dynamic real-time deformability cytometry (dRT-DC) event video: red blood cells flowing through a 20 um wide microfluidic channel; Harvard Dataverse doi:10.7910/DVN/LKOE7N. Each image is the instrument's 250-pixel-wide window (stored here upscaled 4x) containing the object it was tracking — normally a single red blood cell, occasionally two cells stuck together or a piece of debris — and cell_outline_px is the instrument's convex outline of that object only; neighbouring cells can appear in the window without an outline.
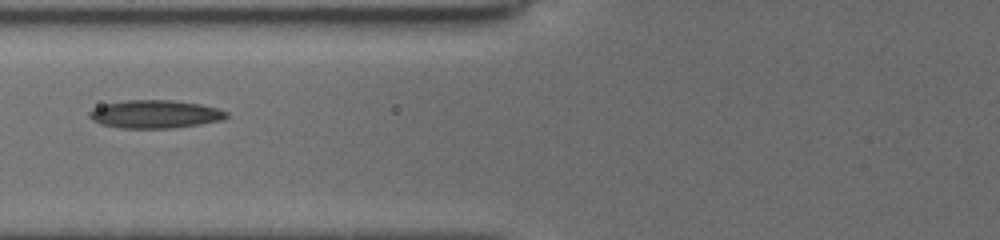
{"species": "common noctule bat (a hibernating species)", "species_latin": "Nyctalus noctula", "temperature_condition": "cold", "stored_images_in_passage": 18, "camera_frame_rate_fps": 3000, "um_per_image_px": 0.085, "animal": {"sex": "female", "body_mass_g": 19.5, "forearm_length_mm": 54.1}, "frame": {"image": 1, "passage_image": 16, "time_ms": 7.667, "image_size_px": [1000, 240], "cell_outline_px": [[228, 116], [220, 120], [196, 124], [168, 128], [120, 128], [100, 124], [92, 120], [88, 116], [88, 112], [92, 108], [104, 104], [128, 100], [176, 100], [200, 104], [216, 108], [228, 112]], "centroid_in_image_um": [13.11, 9.69], "position_along_channel_um": 112.7, "area_um2": 22.31}}
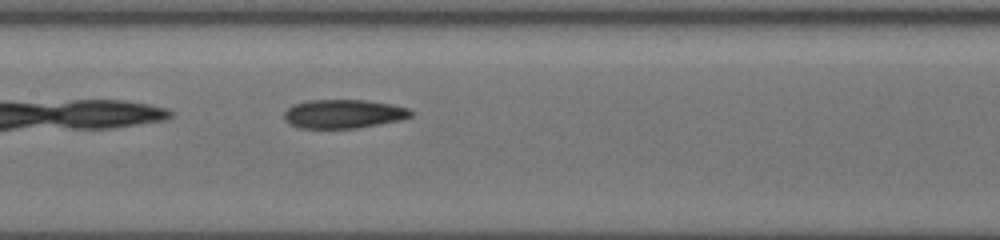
{"frame": {"image": 2, "passage_image": 18, "time_ms": 9.333, "image_size_px": [1000, 240], "cell_outline_px": [[412, 116], [400, 120], [356, 128], [300, 128], [292, 124], [284, 116], [284, 112], [292, 104], [308, 100], [368, 100], [392, 104], [408, 108], [412, 112]], "centroid_in_image_um": [29.21, 9.67], "position_along_channel_um": 178.2, "area_um2": 21.15}}